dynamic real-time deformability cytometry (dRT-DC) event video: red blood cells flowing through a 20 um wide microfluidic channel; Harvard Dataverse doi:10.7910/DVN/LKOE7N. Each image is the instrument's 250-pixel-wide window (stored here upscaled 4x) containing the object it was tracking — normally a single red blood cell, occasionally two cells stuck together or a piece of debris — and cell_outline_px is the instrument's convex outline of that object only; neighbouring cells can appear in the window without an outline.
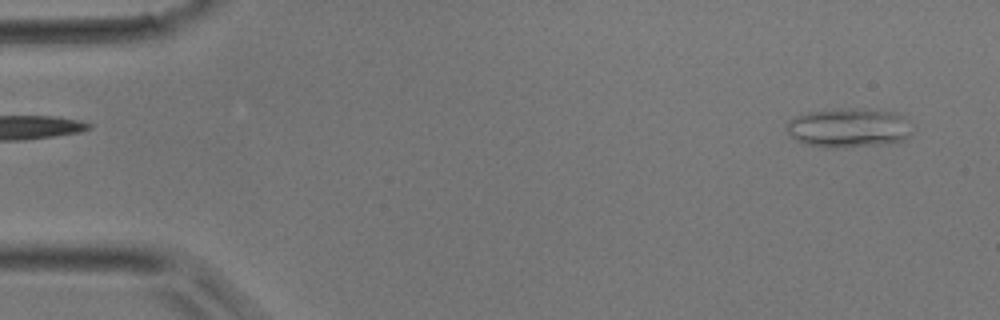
{"species": "common noctule bat (a hibernating species)", "species_latin": "Nyctalus noctula", "temperature_condition": "room temperature", "stored_images_in_passage": 4, "segment_of_instrument_passage": [2, 2], "camera_frame_rate_fps": 3000, "um_per_image_px": 0.085, "animal": {"sex": "male", "body_mass_g": 17.9}, "frame": {"image": 1, "passage_image": 4, "time_ms": 4.333, "image_size_px": [1000, 320], "cell_outline_px": [[912, 132], [904, 140], [888, 144], [844, 148], [828, 148], [808, 144], [796, 140], [784, 128], [784, 124], [788, 120], [796, 116], [808, 112], [832, 108], [856, 108], [896, 112], [908, 116]], "centroid_in_image_um": [72.16, 10.86], "position_along_channel_um": 12.8, "area_um2": 29.54}}